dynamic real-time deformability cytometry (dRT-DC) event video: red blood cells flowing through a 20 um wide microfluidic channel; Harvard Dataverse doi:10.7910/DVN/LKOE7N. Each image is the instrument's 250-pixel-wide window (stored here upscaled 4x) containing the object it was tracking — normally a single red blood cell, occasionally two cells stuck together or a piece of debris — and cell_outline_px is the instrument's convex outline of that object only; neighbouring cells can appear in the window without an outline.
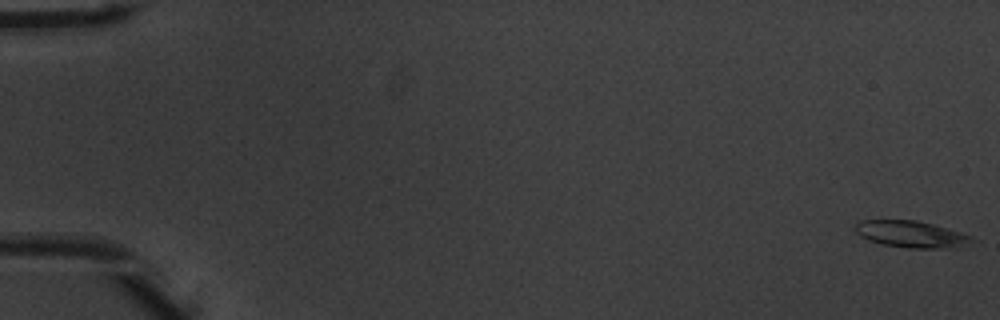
{"species": "common noctule bat (a hibernating species)", "species_latin": "Nyctalus noctula", "temperature_condition": "warm", "stored_images_in_passage": 53, "camera_frame_rate_fps": 3000, "um_per_image_px": 0.085, "animal": {"sex": "male", "body_mass_g": 20.1, "forearm_length_mm": 53.5}, "frame": {"image": 1, "passage_image": 1, "time_ms": 0.0, "image_size_px": [1000, 320], "cell_outline_px": [[980, 240], [956, 248], [908, 248], [880, 244], [868, 240], [860, 236], [856, 232], [856, 220], [916, 220], [932, 224], [960, 232], [972, 236]], "centroid_in_image_um": [77.49, 19.92], "position_along_channel_um": 7.5, "area_um2": 18.38}}
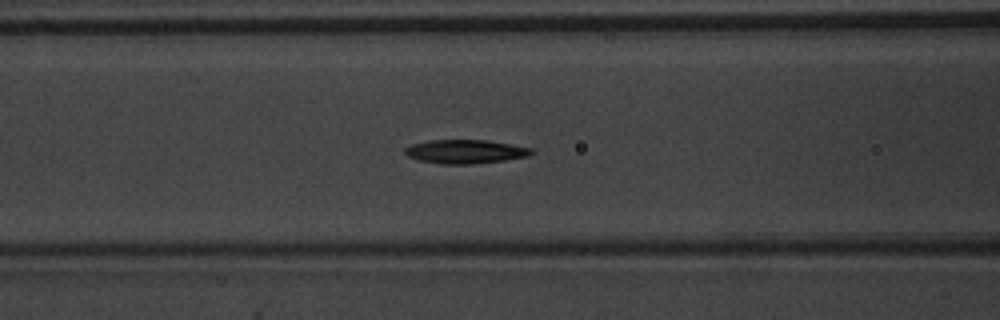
{"frame": {"image": 2, "passage_image": 23, "time_ms": 7.333, "image_size_px": [1000, 320], "cell_outline_px": [[536, 152], [528, 156], [504, 160], [472, 164], [440, 164], [416, 160], [408, 156], [404, 152], [404, 148], [412, 144], [428, 140], [484, 140], [532, 148]], "centroid_in_image_um": [39.52, 12.89], "position_along_channel_um": 127.1, "area_um2": 17.57}}
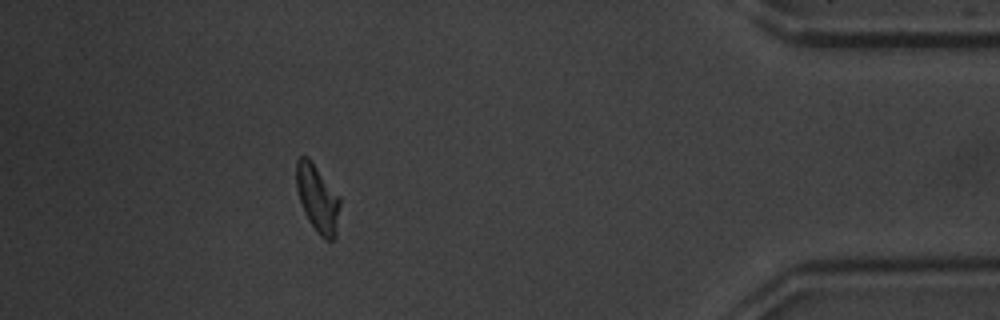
{"frame": {"image": 3, "passage_image": 48, "time_ms": 15.667, "image_size_px": [1000, 320], "cell_outline_px": [[340, 204], [336, 236], [332, 240], [324, 240], [316, 232], [308, 220], [304, 212], [296, 188], [296, 160], [300, 156], [308, 156], [312, 160], [340, 196]], "centroid_in_image_um": [26.99, 16.85], "position_along_channel_um": 408.2, "area_um2": 17.46}, "authors_computed_cell_mechanics": {"area_um2": 17.6868, "velocity_mm_per_s": 3.9164, "shape_relaxation_time_tau1_ms": 3.2022, "shape_relaxation_time_tau2_ms": 3.6903, "deformation_change_tau1": 0.1525, "deformation_change_tau2": 0.1078}}